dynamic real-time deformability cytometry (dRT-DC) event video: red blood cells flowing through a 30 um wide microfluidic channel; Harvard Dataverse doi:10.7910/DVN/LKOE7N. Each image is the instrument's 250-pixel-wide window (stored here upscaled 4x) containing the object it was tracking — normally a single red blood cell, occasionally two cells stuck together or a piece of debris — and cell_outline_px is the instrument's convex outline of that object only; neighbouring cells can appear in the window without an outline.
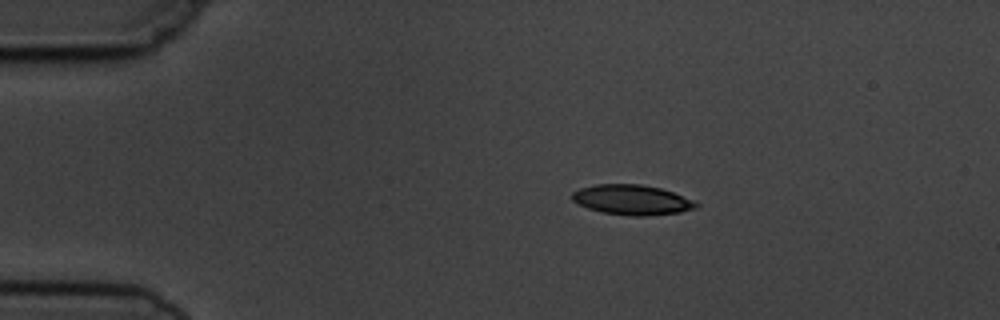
{"species": "common noctule bat (a hibernating species)", "species_latin": "Nyctalus noctula", "temperature_condition": "cold", "stored_images_in_passage": 5, "camera_frame_rate_fps": 3000, "um_per_image_px": 0.085, "animal": {"sex": "male", "body_mass_g": 19.5, "forearm_length_mm": 54.6}, "frame": {"image": 1, "passage_image": 3, "time_ms": 2.333, "image_size_px": [1000, 320], "cell_outline_px": [[700, 204], [696, 208], [680, 212], [644, 216], [632, 216], [600, 212], [588, 208], [572, 200], [572, 192], [580, 188], [596, 184], [640, 184], [660, 188], [696, 200]], "centroid_in_image_um": [53.74, 16.98], "position_along_channel_um": 31.3, "area_um2": 21.73}}
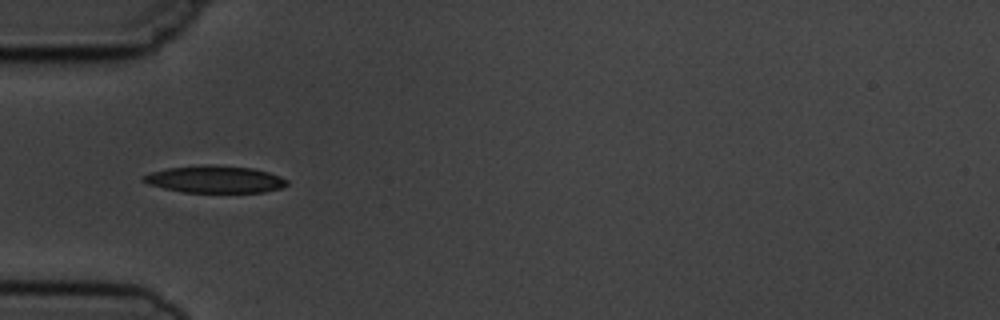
{"frame": {"image": 2, "passage_image": 5, "time_ms": 4.667, "image_size_px": [1000, 320], "cell_outline_px": [[288, 184], [280, 188], [264, 192], [184, 192], [164, 188], [148, 184], [140, 180], [140, 176], [152, 172], [168, 168], [204, 164], [212, 164], [252, 168], [268, 172], [280, 176], [288, 180]], "centroid_in_image_um": [18.24, 15.23], "position_along_channel_um": 66.8, "area_um2": 22.77}}